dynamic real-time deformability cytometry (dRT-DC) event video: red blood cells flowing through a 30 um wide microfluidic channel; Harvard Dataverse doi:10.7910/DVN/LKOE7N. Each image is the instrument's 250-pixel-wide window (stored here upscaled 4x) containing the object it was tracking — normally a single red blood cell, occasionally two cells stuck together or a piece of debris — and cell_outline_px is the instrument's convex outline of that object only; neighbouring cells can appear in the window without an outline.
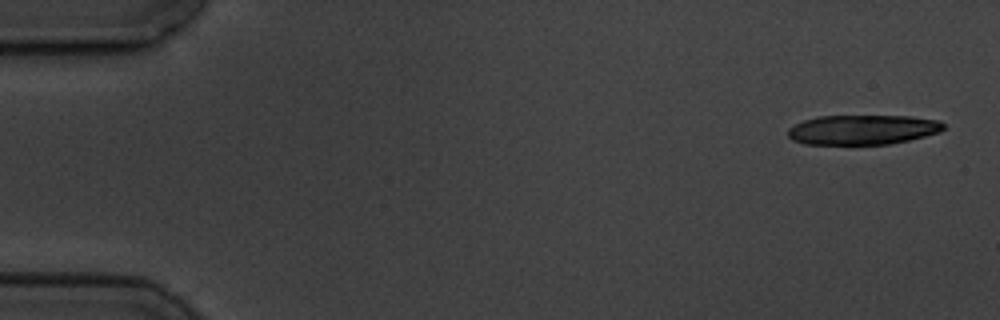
{"species": "common noctule bat (a hibernating species)", "species_latin": "Nyctalus noctula", "temperature_condition": "cold", "stored_images_in_passage": 6, "camera_frame_rate_fps": 3000, "um_per_image_px": 0.085, "animal": {"sex": "male", "body_mass_g": 19.5, "forearm_length_mm": 54.6}, "frame": {"image": 1, "passage_image": 1, "time_ms": 0.0, "image_size_px": [1000, 320], "cell_outline_px": [[944, 128], [940, 132], [908, 140], [888, 144], [804, 144], [792, 140], [788, 136], [788, 128], [804, 120], [816, 116], [912, 116], [940, 120], [944, 124]], "centroid_in_image_um": [73.32, 11.02], "position_along_channel_um": 11.7, "area_um2": 26.99}}
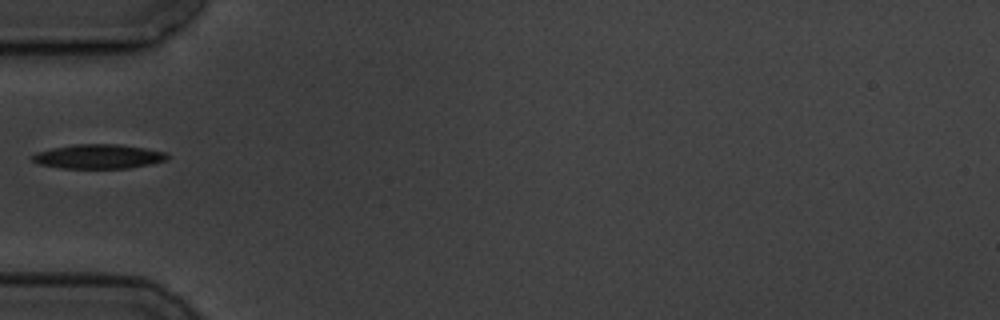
{"frame": {"image": 2, "passage_image": 6, "time_ms": 5.667, "image_size_px": [1000, 320], "cell_outline_px": [[168, 160], [128, 168], [60, 168], [40, 164], [32, 160], [28, 156], [36, 152], [52, 148], [76, 144], [120, 144], [168, 152]], "centroid_in_image_um": [8.35, 13.29], "position_along_channel_um": 76.6, "area_um2": 19.19}}